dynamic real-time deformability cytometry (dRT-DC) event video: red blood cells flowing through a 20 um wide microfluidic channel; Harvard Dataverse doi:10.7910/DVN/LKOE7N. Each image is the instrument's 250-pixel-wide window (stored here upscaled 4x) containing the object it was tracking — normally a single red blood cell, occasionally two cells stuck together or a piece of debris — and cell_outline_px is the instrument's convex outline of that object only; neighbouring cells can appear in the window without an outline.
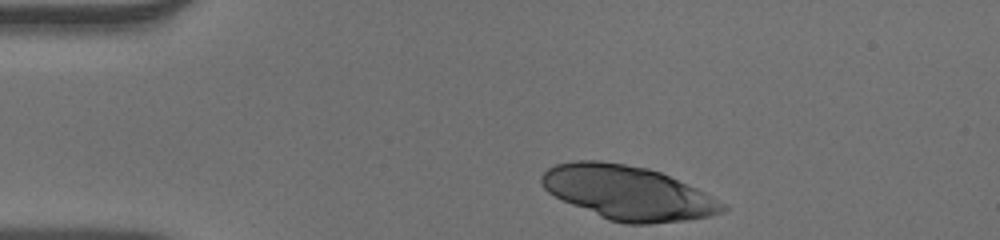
{"species": "human", "species_latin": "Homo sapiens", "temperature_condition": "warm", "stored_images_in_passage": 35, "camera_frame_rate_fps": 3000, "um_per_image_px": 0.085, "donor": {"sex": "male"}, "frame": {"image": 1, "passage_image": 1, "time_ms": 0.0, "image_size_px": [1000, 240], "cell_outline_px": [[728, 208], [724, 212], [712, 216], [684, 220], [648, 224], [628, 224], [608, 220], [572, 204], [548, 192], [544, 188], [540, 180], [540, 176], [548, 168], [556, 164], [576, 160], [600, 160], [648, 168], [660, 172], [696, 188], [712, 196], [724, 204]], "centroid_in_image_um": [53.38, 16.38], "position_along_channel_um": 31.6, "area_um2": 56.59}}